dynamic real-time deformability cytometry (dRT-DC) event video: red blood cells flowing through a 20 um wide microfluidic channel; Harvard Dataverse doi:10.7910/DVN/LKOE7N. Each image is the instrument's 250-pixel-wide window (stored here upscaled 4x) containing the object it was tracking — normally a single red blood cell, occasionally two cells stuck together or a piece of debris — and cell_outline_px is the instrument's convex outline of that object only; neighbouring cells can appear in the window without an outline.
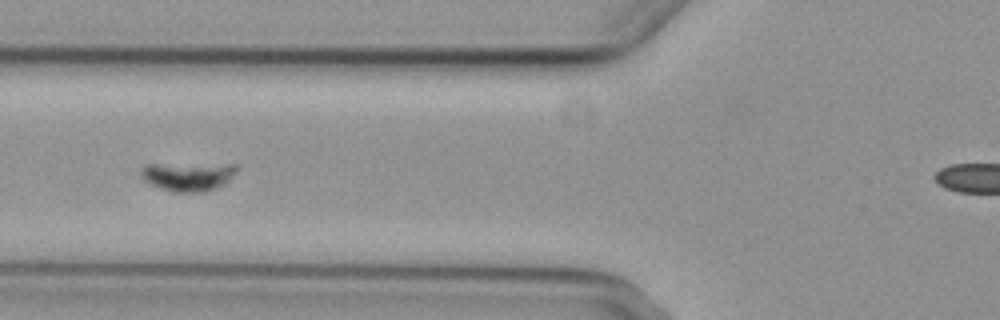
{"species": "common noctule bat (a hibernating species)", "species_latin": "Nyctalus noctula", "temperature_condition": "cold", "stored_images_in_passage": 10, "camera_frame_rate_fps": 3000, "um_per_image_px": 0.085, "animal": {"sex": "female", "body_mass_g": 29.2, "forearm_length_mm": 56.3}, "frame": {"image": 1, "passage_image": 5, "time_ms": 4.667, "image_size_px": [1000, 320], "cell_outline_px": [[236, 172], [224, 184], [216, 188], [204, 192], [172, 192], [160, 188], [144, 180], [140, 176], [140, 168], [144, 164], [236, 164]], "centroid_in_image_um": [15.94, 14.99], "position_along_channel_um": 109.9, "area_um2": 16.13}}
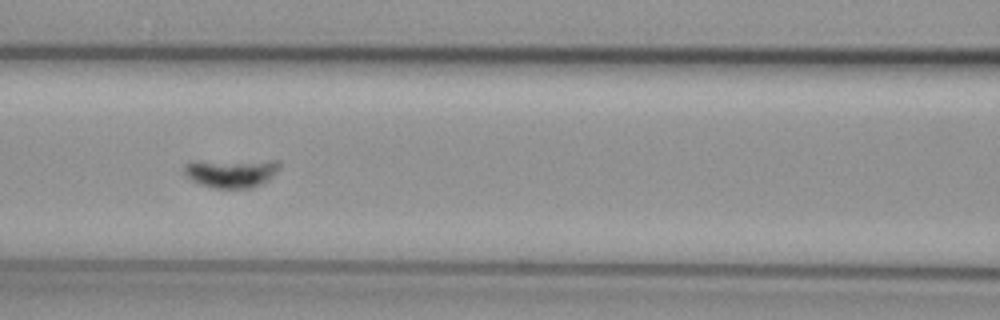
{"frame": {"image": 2, "passage_image": 6, "time_ms": 5.667, "image_size_px": [1000, 320], "cell_outline_px": [[280, 168], [268, 180], [252, 188], [216, 188], [200, 184], [192, 180], [184, 172], [184, 168], [188, 164], [268, 160], [280, 160]], "centroid_in_image_um": [19.78, 14.74], "position_along_channel_um": 146.8, "area_um2": 15.14}}
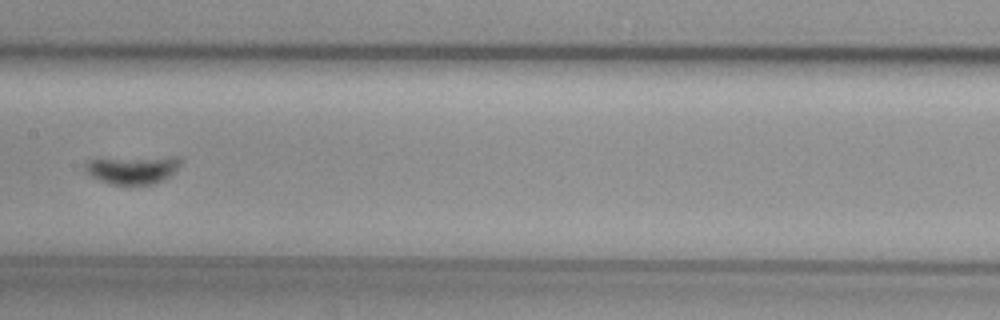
{"frame": {"image": 3, "passage_image": 7, "time_ms": 7.0, "image_size_px": [1000, 320], "cell_outline_px": [[180, 164], [164, 180], [152, 184], [128, 188], [108, 184], [92, 176], [84, 168], [84, 164], [88, 160], [96, 156], [180, 156]], "centroid_in_image_um": [11.2, 14.4], "position_along_channel_um": 196.2, "area_um2": 17.05}}